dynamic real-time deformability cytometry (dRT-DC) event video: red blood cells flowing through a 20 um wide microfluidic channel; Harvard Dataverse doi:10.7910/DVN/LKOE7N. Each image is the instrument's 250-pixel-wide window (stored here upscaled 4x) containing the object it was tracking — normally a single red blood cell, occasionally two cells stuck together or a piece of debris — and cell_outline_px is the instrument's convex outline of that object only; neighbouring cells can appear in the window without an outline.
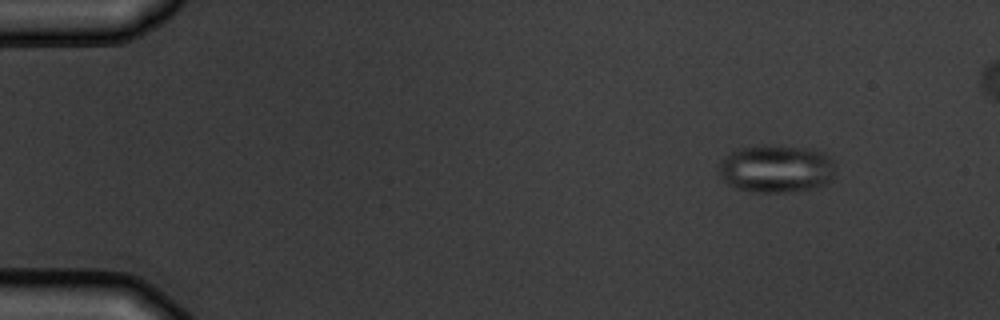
{"species": "common noctule bat (a hibernating species)", "species_latin": "Nyctalus noctula", "temperature_condition": "warm", "stored_images_in_passage": 6, "camera_frame_rate_fps": 3000, "um_per_image_px": 0.085, "animal": {"sex": "male", "body_mass_g": 19.5, "forearm_length_mm": 54.6}, "frame": {"image": 1, "passage_image": 2, "time_ms": 1.0, "image_size_px": [1000, 320], "cell_outline_px": [[836, 168], [832, 176], [824, 184], [808, 188], [784, 192], [752, 192], [736, 188], [728, 184], [720, 176], [720, 160], [724, 156], [740, 148], [760, 144], [808, 148], [824, 152], [836, 160]], "centroid_in_image_um": [65.98, 14.31], "position_along_channel_um": 19.0, "area_um2": 32.6}}